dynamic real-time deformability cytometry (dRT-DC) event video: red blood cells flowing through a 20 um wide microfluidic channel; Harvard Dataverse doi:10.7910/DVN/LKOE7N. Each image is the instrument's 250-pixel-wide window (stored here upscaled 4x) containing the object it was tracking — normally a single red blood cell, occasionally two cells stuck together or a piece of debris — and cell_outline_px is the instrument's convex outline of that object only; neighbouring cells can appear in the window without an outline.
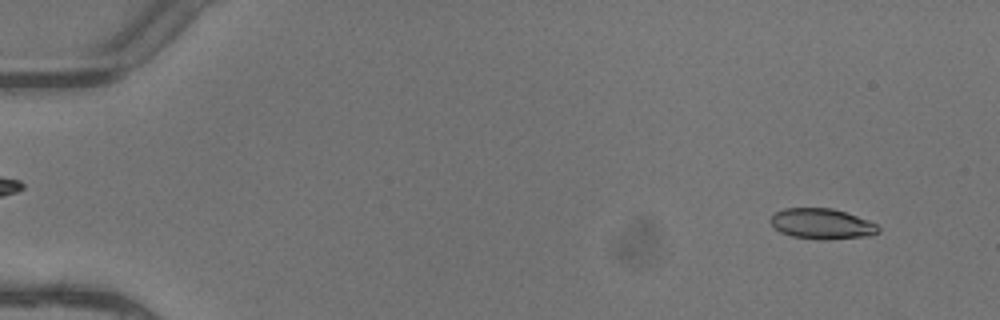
{"species": "common noctule bat (a hibernating species)", "species_latin": "Nyctalus noctula", "temperature_condition": "warm", "stored_images_in_passage": 5, "segment_of_instrument_passage": [1, 2], "camera_frame_rate_fps": 3000, "um_per_image_px": 0.085, "animal": {"sex": "female"}, "frame": {"image": 1, "passage_image": 1, "time_ms": 0.0, "image_size_px": [1000, 320], "cell_outline_px": [[880, 232], [868, 236], [828, 240], [820, 240], [792, 236], [780, 232], [768, 220], [776, 212], [784, 208], [832, 208], [868, 220], [876, 224], [880, 228]], "centroid_in_image_um": [69.86, 19.03], "position_along_channel_um": 15.1, "area_um2": 19.19}}